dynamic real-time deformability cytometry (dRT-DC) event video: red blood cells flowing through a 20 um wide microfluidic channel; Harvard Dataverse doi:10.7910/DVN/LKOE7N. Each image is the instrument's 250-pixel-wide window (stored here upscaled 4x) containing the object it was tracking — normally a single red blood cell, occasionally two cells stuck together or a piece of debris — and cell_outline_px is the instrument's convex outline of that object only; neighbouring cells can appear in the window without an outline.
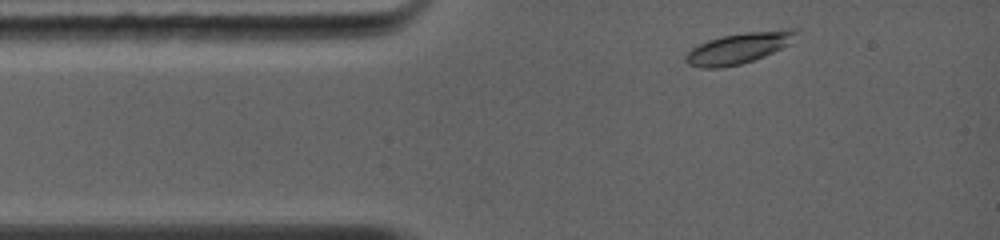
{"species": "common noctule bat (a hibernating species)", "species_latin": "Nyctalus noctula", "temperature_condition": "warm", "stored_images_in_passage": 19, "camera_frame_rate_fps": 5000, "um_per_image_px": 0.085, "animal": {"sex": "female", "body_mass_g": 19.0, "forearm_length_mm": 56.7}, "frame": {"image": 1, "passage_image": 2, "time_ms": 0.4, "image_size_px": [1000, 240], "cell_outline_px": [[800, 32], [792, 44], [764, 56], [740, 64], [720, 68], [700, 68], [688, 64], [684, 60], [684, 56], [692, 48], [708, 40], [724, 36], [744, 32], [792, 28]], "centroid_in_image_um": [62.85, 4.08], "position_along_channel_um": 22.2, "area_um2": 20.06}}
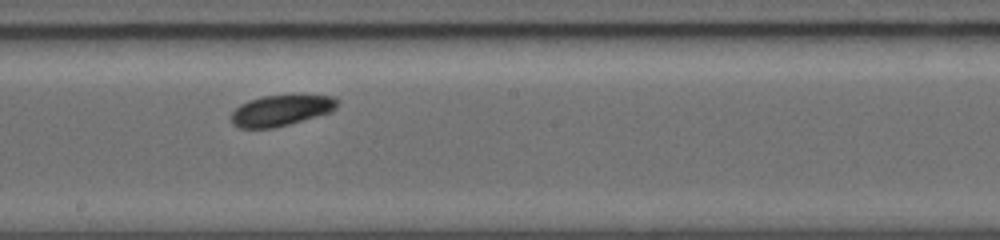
{"frame": {"image": 2, "passage_image": 12, "time_ms": 5.8, "image_size_px": [1000, 240], "cell_outline_px": [[340, 104], [332, 112], [288, 124], [272, 128], [240, 128], [232, 124], [228, 116], [240, 104], [248, 100], [260, 96], [336, 96], [340, 100]], "centroid_in_image_um": [23.87, 9.39], "position_along_channel_um": 224.3, "area_um2": 19.19}}
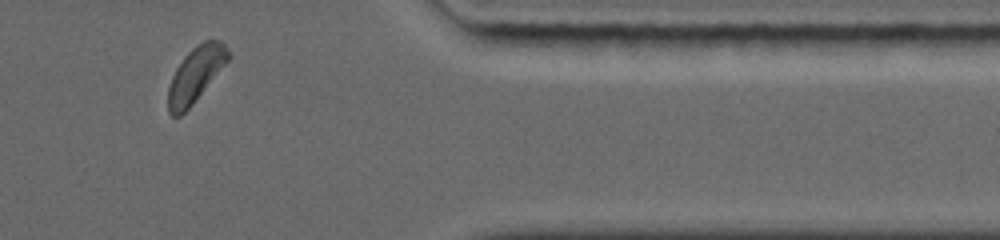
{"frame": {"image": 3, "passage_image": 19, "time_ms": 10.2, "image_size_px": [1000, 240], "cell_outline_px": [[232, 56], [192, 104], [180, 116], [172, 116], [168, 112], [168, 88], [172, 76], [176, 68], [184, 56], [196, 44], [204, 40], [220, 40], [228, 48]], "centroid_in_image_um": [16.63, 6.3], "position_along_channel_um": 394.8, "area_um2": 19.19}, "authors_computed_cell_mechanics": {"area_um2": 19.363, "velocity_mm_per_s": 4.2932, "shape_relaxation_time_tau1_ms": 2.939, "shape_relaxation_time_tau2_ms": null, "deformation_change_tau1": 0.1264, "deformation_change_tau2": null}}